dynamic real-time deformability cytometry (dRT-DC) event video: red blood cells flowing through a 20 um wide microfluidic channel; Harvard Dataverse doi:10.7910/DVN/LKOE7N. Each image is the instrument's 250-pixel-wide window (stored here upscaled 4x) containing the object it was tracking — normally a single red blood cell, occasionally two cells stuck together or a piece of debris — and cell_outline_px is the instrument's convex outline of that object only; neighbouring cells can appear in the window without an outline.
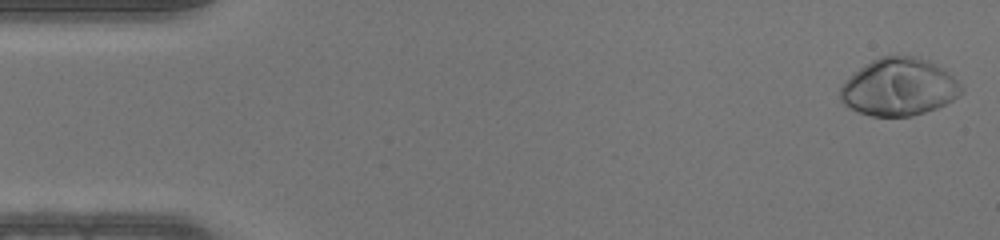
{"species": "human", "species_latin": "Homo sapiens", "temperature_condition": "warm", "stored_images_in_passage": 46, "camera_frame_rate_fps": 3000, "um_per_image_px": 0.085, "donor": {"sex": "male"}, "frame": {"image": 1, "passage_image": 1, "time_ms": 0.0, "image_size_px": [1000, 240], "cell_outline_px": [[964, 92], [952, 100], [936, 108], [912, 116], [872, 116], [848, 108], [840, 100], [840, 88], [844, 80], [860, 68], [872, 60], [880, 56], [916, 56], [928, 60], [944, 68], [964, 88]], "centroid_in_image_um": [76.41, 7.4], "position_along_channel_um": 8.6, "area_um2": 40.58}}
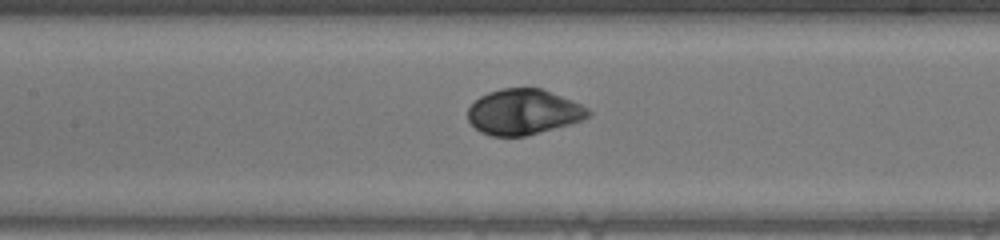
{"frame": {"image": 2, "passage_image": 21, "time_ms": 6.667, "image_size_px": [1000, 240], "cell_outline_px": [[592, 116], [584, 120], [524, 136], [492, 136], [480, 132], [468, 120], [468, 108], [480, 96], [488, 92], [500, 88], [540, 88], [572, 100], [588, 108], [592, 112]], "centroid_in_image_um": [44.5, 9.51], "position_along_channel_um": 162.9, "area_um2": 31.85}}
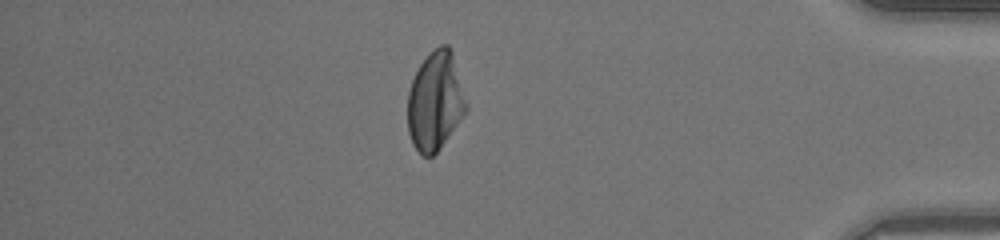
{"frame": {"image": 3, "passage_image": 40, "time_ms": 13.0, "image_size_px": [1000, 240], "cell_outline_px": [[468, 108], [440, 148], [432, 156], [424, 156], [412, 144], [408, 132], [408, 92], [412, 80], [420, 64], [440, 44], [448, 44], [452, 52], [468, 104]], "centroid_in_image_um": [36.99, 8.6], "position_along_channel_um": 398.2, "area_um2": 33.29}}